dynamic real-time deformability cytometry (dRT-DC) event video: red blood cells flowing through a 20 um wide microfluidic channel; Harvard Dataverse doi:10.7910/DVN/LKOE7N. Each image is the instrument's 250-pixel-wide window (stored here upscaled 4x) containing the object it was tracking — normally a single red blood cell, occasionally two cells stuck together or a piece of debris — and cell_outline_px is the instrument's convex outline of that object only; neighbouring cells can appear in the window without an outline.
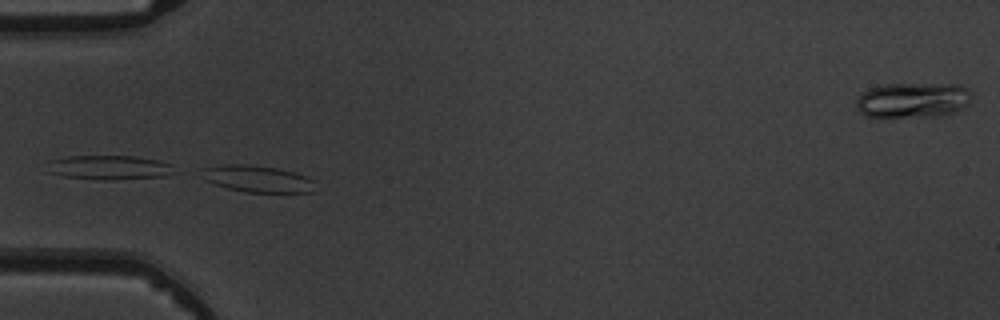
{"species": "common noctule bat (a hibernating species)", "species_latin": "Nyctalus noctula", "temperature_condition": "warm", "stored_images_in_passage": 4, "camera_frame_rate_fps": 3000, "um_per_image_px": 0.085, "animal": {"sex": "male", "body_mass_g": 19.5, "forearm_length_mm": 54.6}, "frame": {"image": 1, "passage_image": 3, "time_ms": 2.667, "image_size_px": [1000, 320], "cell_outline_px": [[312, 192], [244, 192], [228, 188], [204, 180], [192, 172], [200, 168], [220, 164], [244, 164], [276, 168], [308, 176], [312, 180]], "centroid_in_image_um": [21.69, 15.18], "position_along_channel_um": 63.3, "area_um2": 17.92}}